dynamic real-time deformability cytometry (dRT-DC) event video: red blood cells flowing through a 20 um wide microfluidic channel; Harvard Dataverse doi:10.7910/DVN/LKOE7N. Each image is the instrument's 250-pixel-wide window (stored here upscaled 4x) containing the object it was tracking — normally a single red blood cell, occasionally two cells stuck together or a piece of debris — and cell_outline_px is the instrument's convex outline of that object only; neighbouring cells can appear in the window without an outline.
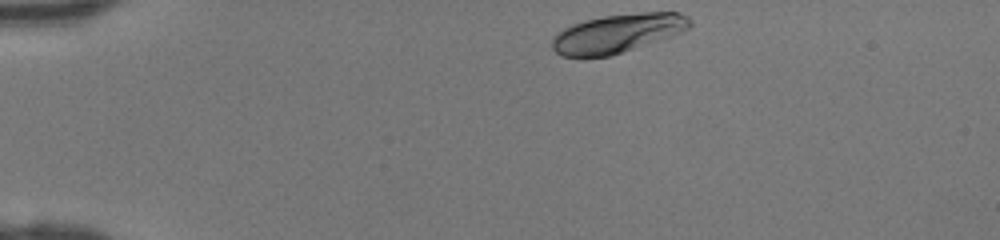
{"species": "human", "species_latin": "Homo sapiens", "temperature_condition": "room temperature", "stored_images_in_passage": 34, "camera_frame_rate_fps": 3000, "um_per_image_px": 0.085, "donor": {"sex": "female"}, "frame": {"image": 1, "passage_image": 1, "time_ms": 0.0, "image_size_px": [1000, 240], "cell_outline_px": [[692, 24], [688, 28], [672, 36], [612, 56], [560, 56], [552, 48], [552, 40], [556, 32], [572, 24], [584, 20], [604, 16], [640, 12], [680, 12], [688, 16], [692, 20]], "centroid_in_image_um": [52.51, 2.82], "position_along_channel_um": 32.5, "area_um2": 31.21}}
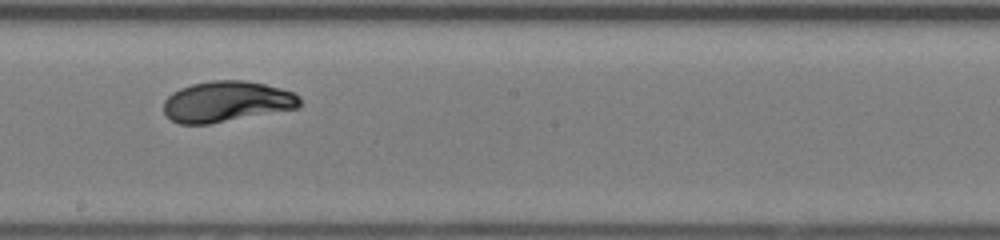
{"frame": {"image": 2, "passage_image": 19, "time_ms": 6.0, "image_size_px": [1000, 240], "cell_outline_px": [[300, 108], [208, 124], [180, 124], [172, 120], [164, 112], [164, 100], [172, 92], [180, 88], [192, 84], [212, 80], [244, 80], [264, 84], [280, 88], [292, 92], [300, 96]], "centroid_in_image_um": [19.27, 8.63], "position_along_channel_um": 228.9, "area_um2": 32.37}}
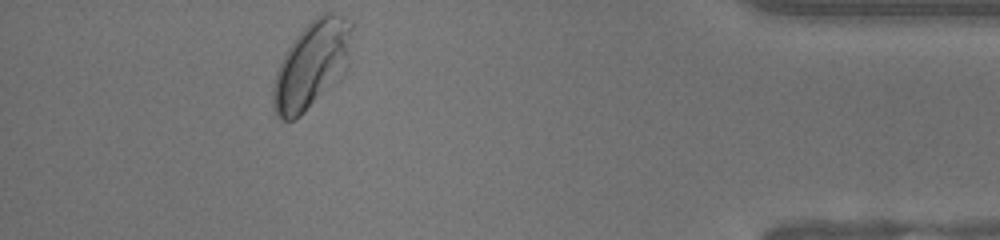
{"frame": {"image": 3, "passage_image": 34, "time_ms": 11.0, "image_size_px": [1000, 240], "cell_outline_px": [[352, 28], [348, 68], [300, 116], [292, 120], [280, 120], [276, 116], [272, 104], [272, 92], [276, 72], [288, 48], [296, 36], [320, 12], [332, 12], [344, 16], [352, 24]], "centroid_in_image_um": [26.49, 5.49], "position_along_channel_um": 408.7, "area_um2": 39.54}}